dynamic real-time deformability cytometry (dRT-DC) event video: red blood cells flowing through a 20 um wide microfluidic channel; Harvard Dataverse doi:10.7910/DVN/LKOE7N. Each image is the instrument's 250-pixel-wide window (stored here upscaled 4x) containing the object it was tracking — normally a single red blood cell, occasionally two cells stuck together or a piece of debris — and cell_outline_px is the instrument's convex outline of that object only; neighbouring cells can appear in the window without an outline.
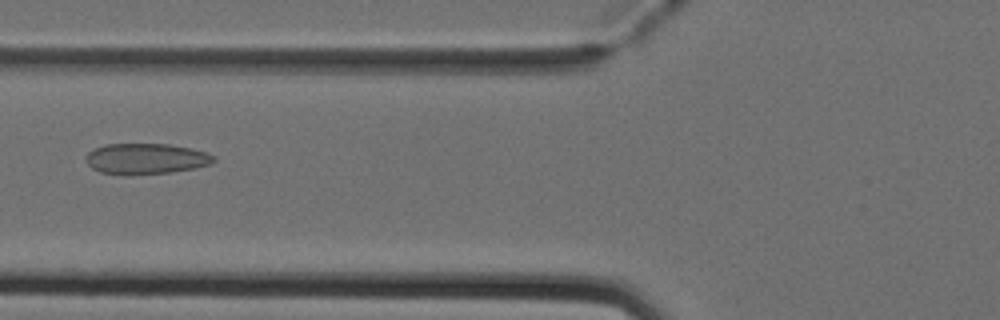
{"species": "Egyptian fruit bat (a non-hibernating species)", "species_latin": "Rousettus aegyptiacus", "temperature_condition": "cold", "stored_images_in_passage": 51, "camera_frame_rate_fps": 3000, "um_per_image_px": 0.085, "animal": {"sex": "female"}, "frame": {"image": 1, "passage_image": 20, "time_ms": 6.333, "image_size_px": [1000, 320], "cell_outline_px": [[216, 160], [212, 164], [196, 168], [172, 172], [124, 176], [100, 172], [92, 168], [84, 160], [84, 156], [88, 152], [104, 144], [168, 144], [192, 148], [216, 156]], "centroid_in_image_um": [12.39, 13.51], "position_along_channel_um": 113.4, "area_um2": 23.35}}
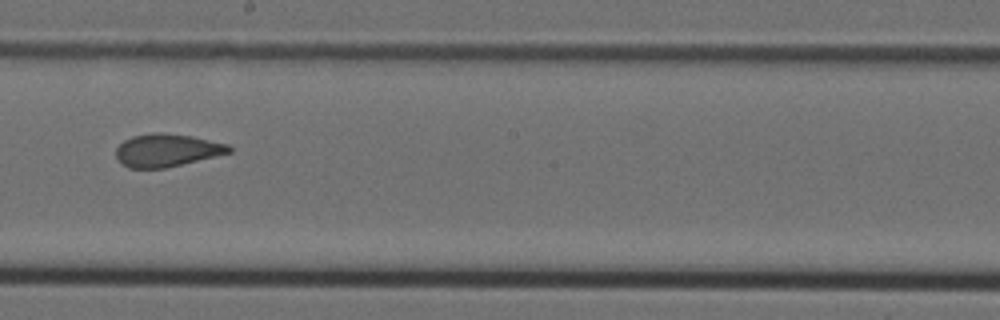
{"frame": {"image": 2, "passage_image": 29, "time_ms": 9.333, "image_size_px": [1000, 320], "cell_outline_px": [[232, 152], [164, 168], [128, 168], [120, 164], [116, 156], [116, 148], [124, 140], [132, 136], [156, 132], [160, 132], [192, 136], [228, 144], [232, 148]], "centroid_in_image_um": [14.15, 12.77], "position_along_channel_um": 234.0, "area_um2": 21.56}}
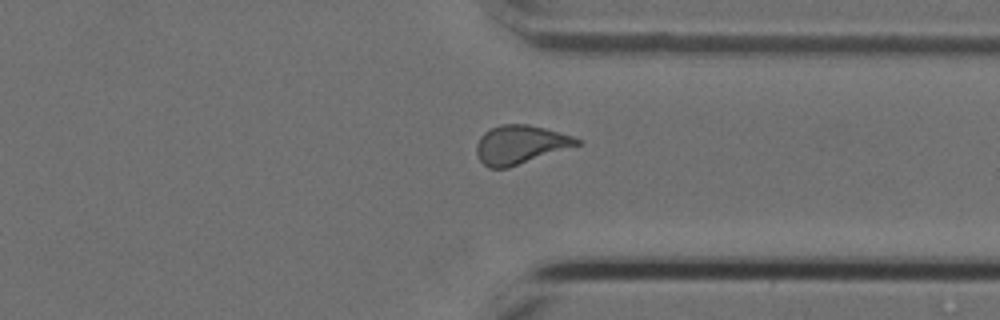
{"frame": {"image": 3, "passage_image": 39, "time_ms": 12.667, "image_size_px": [1000, 320], "cell_outline_px": [[584, 144], [508, 168], [488, 168], [480, 160], [476, 152], [476, 144], [480, 136], [484, 132], [500, 124], [528, 124], [544, 128], [572, 136], [580, 140]], "centroid_in_image_um": [44.23, 12.3], "position_along_channel_um": 367.2, "area_um2": 22.77}, "authors_computed_cell_mechanics": {"area_um2": 22.542, "velocity_mm_per_s": 4.0146, "shape_relaxation_time_tau1_ms": null, "shape_relaxation_time_tau2_ms": 1.2402, "deformation_change_tau1": null, "deformation_change_tau2": 0.0628}}